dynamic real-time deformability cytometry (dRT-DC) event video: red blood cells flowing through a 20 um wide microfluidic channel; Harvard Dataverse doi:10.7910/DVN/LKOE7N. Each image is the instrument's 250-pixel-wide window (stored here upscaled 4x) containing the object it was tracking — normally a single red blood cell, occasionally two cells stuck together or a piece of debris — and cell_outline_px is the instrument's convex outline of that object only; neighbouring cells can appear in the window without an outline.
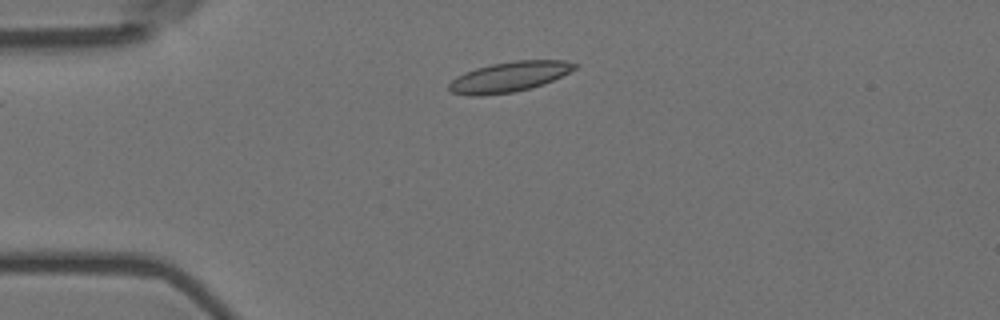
{"species": "Egyptian fruit bat (a non-hibernating species)", "species_latin": "Rousettus aegyptiacus", "temperature_condition": "room temperature", "stored_images_in_passage": 3, "camera_frame_rate_fps": 3000, "um_per_image_px": 0.085, "animal": {"sex": "female"}, "frame": {"image": 1, "passage_image": 3, "time_ms": 0.667, "image_size_px": [1000, 320], "cell_outline_px": [[580, 64], [576, 68], [544, 84], [532, 88], [512, 92], [480, 96], [468, 96], [452, 92], [448, 88], [448, 84], [456, 76], [464, 72], [476, 68], [492, 64], [516, 60], [564, 60]], "centroid_in_image_um": [43.27, 6.53], "position_along_channel_um": 41.7, "area_um2": 22.14}}